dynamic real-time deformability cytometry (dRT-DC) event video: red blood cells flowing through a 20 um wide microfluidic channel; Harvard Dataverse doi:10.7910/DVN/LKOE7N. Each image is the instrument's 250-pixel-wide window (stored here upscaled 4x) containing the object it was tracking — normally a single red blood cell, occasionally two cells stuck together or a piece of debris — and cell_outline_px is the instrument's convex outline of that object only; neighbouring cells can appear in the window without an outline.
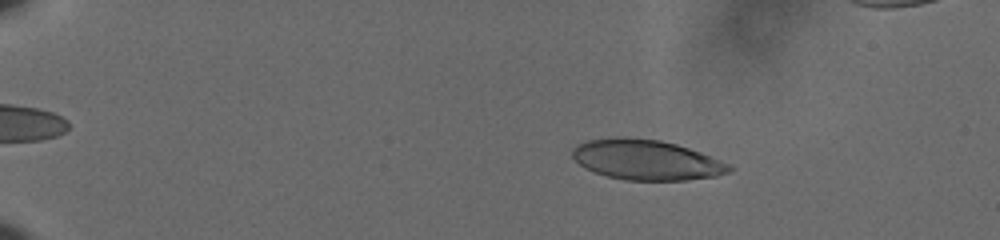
{"species": "human", "species_latin": "Homo sapiens", "temperature_condition": "cold", "stored_images_in_passage": 60, "camera_frame_rate_fps": 3000, "um_per_image_px": 0.085, "donor": {"sex": "male"}, "frame": {"image": 1, "passage_image": 12, "time_ms": 3.667, "image_size_px": [1000, 240], "cell_outline_px": [[736, 168], [732, 172], [716, 176], [684, 180], [624, 180], [608, 176], [596, 172], [580, 164], [572, 156], [572, 148], [588, 140], [660, 140], [676, 144], [700, 152], [732, 164]], "centroid_in_image_um": [55.07, 13.64], "position_along_channel_um": 29.9, "area_um2": 35.66}}
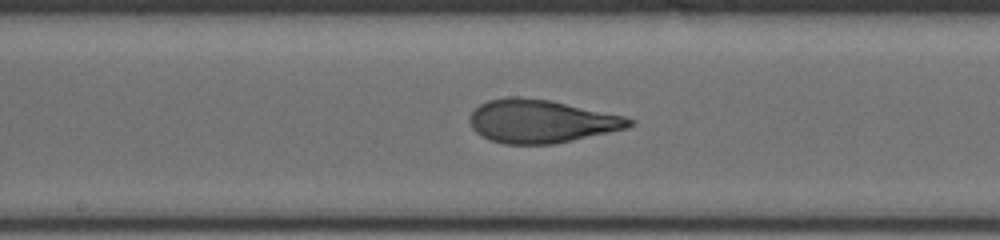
{"frame": {"image": 2, "passage_image": 35, "time_ms": 11.333, "image_size_px": [1000, 240], "cell_outline_px": [[636, 124], [628, 128], [556, 144], [504, 144], [488, 140], [476, 132], [472, 128], [468, 120], [468, 116], [480, 104], [488, 100], [508, 96], [520, 96], [548, 100], [624, 116], [636, 120]], "centroid_in_image_um": [45.98, 10.31], "position_along_channel_um": 202.2, "area_um2": 40.4}}
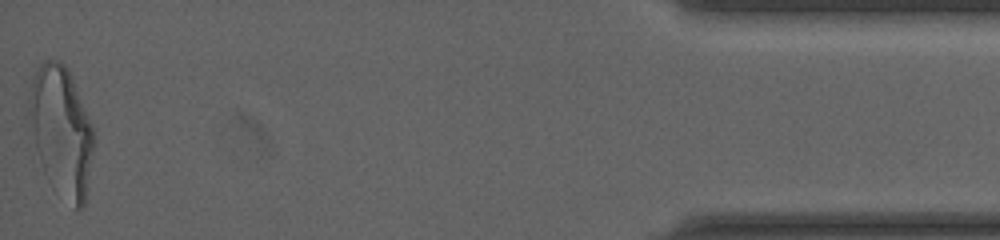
{"frame": {"image": 3, "passage_image": 60, "time_ms": 19.667, "image_size_px": [1000, 240], "cell_outline_px": [[96, 140], [84, 208], [76, 208], [32, 160], [24, 116], [32, 80], [40, 64], [44, 60], [60, 60], [68, 68], [92, 124], [96, 136]], "centroid_in_image_um": [5.12, 11.13], "position_along_channel_um": 430.1, "area_um2": 50.92}, "authors_computed_cell_mechanics": {"area_um2": 39.4196, "velocity_mm_per_s": 3.6046, "shape_relaxation_time_tau1_ms": 3.9955, "shape_relaxation_time_tau2_ms": 1.0101, "deformation_change_tau1": 0.1883, "deformation_change_tau2": 0.0774}}